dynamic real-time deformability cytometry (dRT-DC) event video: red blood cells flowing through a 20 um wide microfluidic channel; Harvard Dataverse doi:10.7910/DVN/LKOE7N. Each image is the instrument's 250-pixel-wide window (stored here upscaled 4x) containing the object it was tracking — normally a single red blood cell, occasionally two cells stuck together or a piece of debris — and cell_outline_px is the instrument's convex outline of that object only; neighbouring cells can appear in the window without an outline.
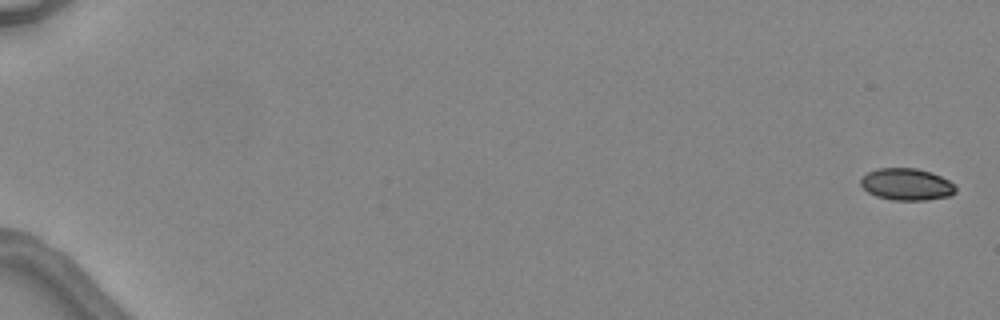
{"species": "common noctule bat (a hibernating species)", "species_latin": "Nyctalus noctula", "temperature_condition": "warm", "stored_images_in_passage": 5, "camera_frame_rate_fps": 3000, "um_per_image_px": 0.085, "animal": {"sex": "female", "body_mass_g": 24.6, "forearm_length_mm": 56.2}, "frame": {"image": 1, "passage_image": 1, "time_ms": 0.0, "image_size_px": [1000, 320], "cell_outline_px": [[956, 192], [948, 196], [924, 200], [892, 200], [876, 196], [868, 192], [860, 184], [860, 180], [868, 172], [876, 168], [916, 168], [932, 172], [956, 184]], "centroid_in_image_um": [77.07, 15.66], "position_along_channel_um": 7.9, "area_um2": 17.69}}
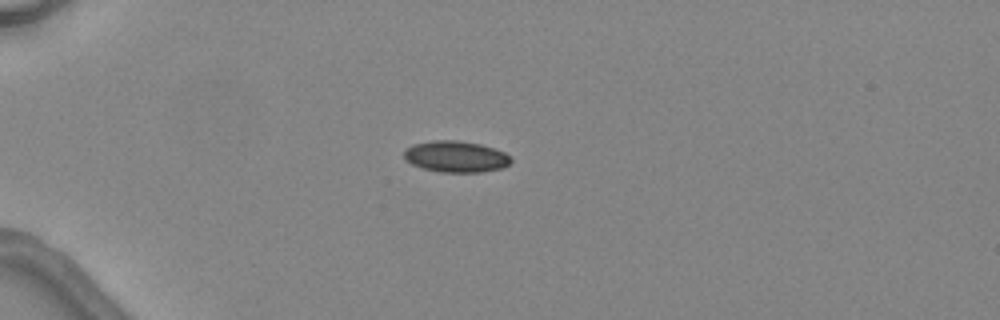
{"frame": {"image": 2, "passage_image": 5, "time_ms": 4.667, "image_size_px": [1000, 320], "cell_outline_px": [[512, 160], [504, 168], [480, 172], [440, 172], [424, 168], [412, 164], [404, 160], [404, 148], [412, 144], [432, 140], [456, 140], [480, 144], [504, 152]], "centroid_in_image_um": [38.7, 13.3], "position_along_channel_um": 46.3, "area_um2": 19.54}}